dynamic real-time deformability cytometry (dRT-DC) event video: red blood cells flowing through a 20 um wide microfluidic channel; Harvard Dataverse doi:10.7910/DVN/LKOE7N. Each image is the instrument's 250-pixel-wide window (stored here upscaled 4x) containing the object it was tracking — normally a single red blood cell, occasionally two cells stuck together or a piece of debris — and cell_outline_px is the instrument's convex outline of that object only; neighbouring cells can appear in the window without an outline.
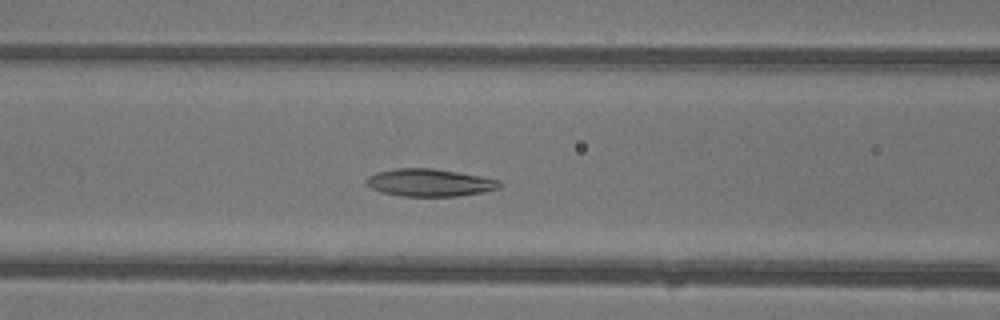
{"species": "common noctule bat (a hibernating species)", "species_latin": "Nyctalus noctula", "temperature_condition": "warm", "stored_images_in_passage": 42, "camera_frame_rate_fps": 3000, "um_per_image_px": 0.085, "animal": {"sex": "female"}, "frame": {"image": 1, "passage_image": 15, "time_ms": 4.667, "image_size_px": [1000, 320], "cell_outline_px": [[500, 188], [484, 192], [456, 196], [400, 196], [380, 192], [364, 184], [364, 180], [368, 176], [376, 172], [396, 168], [432, 168], [480, 176], [500, 180]], "centroid_in_image_um": [36.46, 15.52], "position_along_channel_um": 130.1, "area_um2": 21.44}}
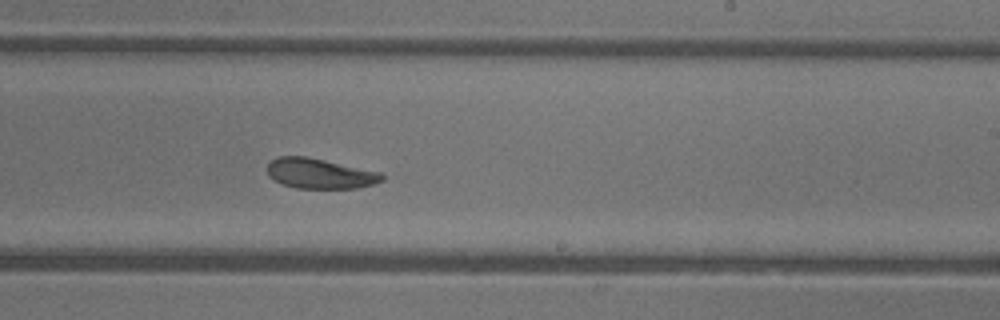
{"frame": {"image": 2, "passage_image": 24, "time_ms": 7.667, "image_size_px": [1000, 320], "cell_outline_px": [[384, 180], [372, 184], [356, 188], [296, 188], [280, 184], [272, 180], [268, 176], [268, 160], [276, 156], [304, 156], [324, 160], [380, 172], [384, 176]], "centroid_in_image_um": [27.11, 14.75], "position_along_channel_um": 261.9, "area_um2": 20.23}}
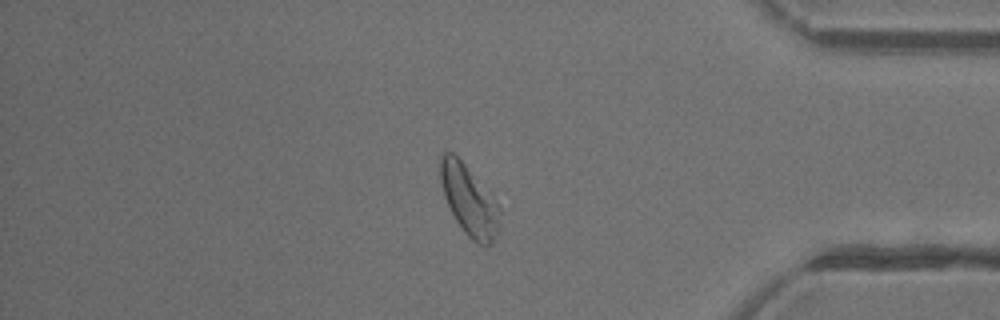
{"frame": {"image": 3, "passage_image": 35, "time_ms": 11.333, "image_size_px": [1000, 320], "cell_outline_px": [[500, 212], [496, 232], [492, 244], [476, 244], [464, 232], [456, 220], [444, 196], [440, 180], [440, 152], [452, 152], [464, 164], [500, 208]], "centroid_in_image_um": [39.82, 17.03], "position_along_channel_um": 395.4, "area_um2": 23.41}, "authors_computed_cell_mechanics": {"area_um2": 22.831, "velocity_mm_per_s": 4.4015, "shape_relaxation_time_tau1_ms": 3.9565, "shape_relaxation_time_tau2_ms": 3.3226, "deformation_change_tau1": 0.1173, "deformation_change_tau2": 0.1096}}